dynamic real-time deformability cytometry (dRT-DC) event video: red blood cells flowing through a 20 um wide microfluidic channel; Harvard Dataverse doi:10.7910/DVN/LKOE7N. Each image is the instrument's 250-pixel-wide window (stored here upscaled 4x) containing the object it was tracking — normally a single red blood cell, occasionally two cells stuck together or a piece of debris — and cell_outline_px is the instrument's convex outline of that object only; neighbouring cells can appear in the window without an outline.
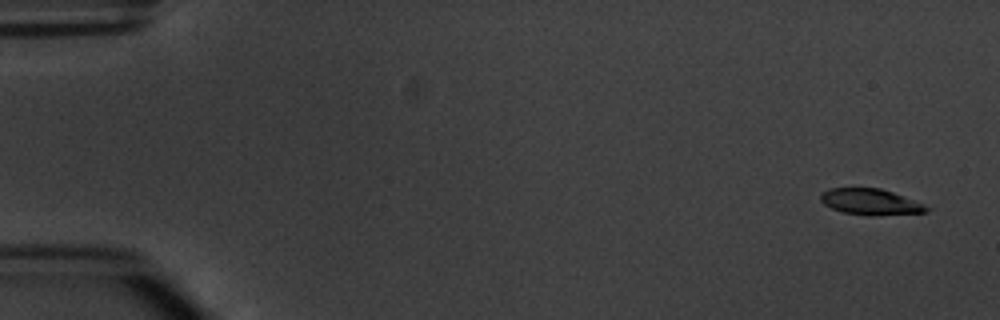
{"species": "common noctule bat (a hibernating species)", "species_latin": "Nyctalus noctula", "temperature_condition": "warm", "stored_images_in_passage": 5, "camera_frame_rate_fps": 3000, "um_per_image_px": 0.085, "animal": {"sex": "male", "body_mass_g": 20.1, "forearm_length_mm": 53.5}, "frame": {"image": 1, "passage_image": 1, "time_ms": 0.0, "image_size_px": [1000, 320], "cell_outline_px": [[932, 208], [928, 212], [872, 216], [868, 216], [844, 212], [832, 208], [824, 204], [820, 200], [820, 196], [828, 188], [880, 188], [892, 192]], "centroid_in_image_um": [73.99, 17.17], "position_along_channel_um": 11.0, "area_um2": 15.95}}
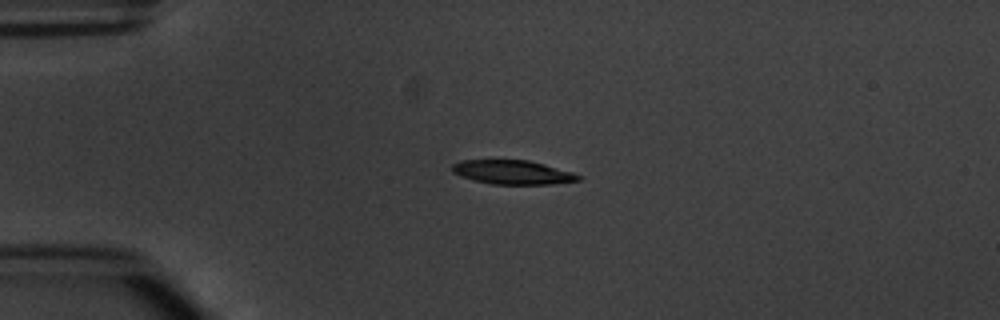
{"frame": {"image": 2, "passage_image": 4, "time_ms": 3.667, "image_size_px": [1000, 320], "cell_outline_px": [[584, 176], [580, 180], [552, 184], [492, 184], [460, 176], [452, 172], [452, 164], [460, 160], [528, 160], [544, 164], [572, 172]], "centroid_in_image_um": [43.59, 14.64], "position_along_channel_um": 41.4, "area_um2": 17.63}}